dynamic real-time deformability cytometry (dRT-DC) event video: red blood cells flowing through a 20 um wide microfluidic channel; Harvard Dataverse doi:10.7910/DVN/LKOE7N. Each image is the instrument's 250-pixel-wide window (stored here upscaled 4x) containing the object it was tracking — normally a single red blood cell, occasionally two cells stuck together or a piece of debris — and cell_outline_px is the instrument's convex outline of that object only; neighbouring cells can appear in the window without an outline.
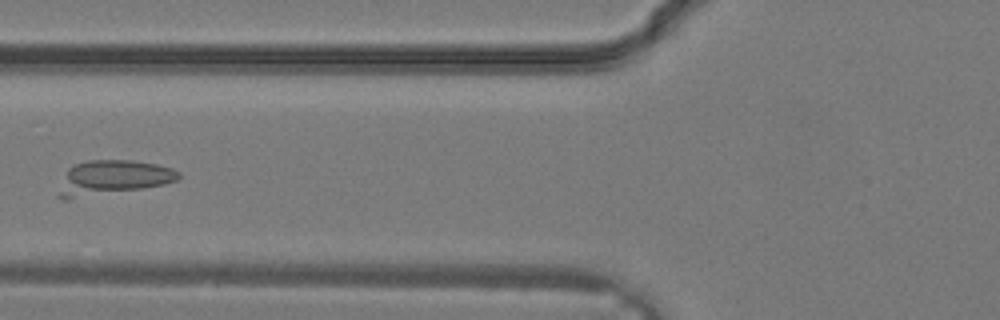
{"species": "common noctule bat (a hibernating species)", "species_latin": "Nyctalus noctula", "temperature_condition": "warm", "stored_images_in_passage": 22, "camera_frame_rate_fps": 3000, "um_per_image_px": 0.085, "animal": {"sex": "male", "body_mass_g": 19.2, "forearm_length_mm": 51.8}, "frame": {"image": 1, "passage_image": 11, "time_ms": 3.333, "image_size_px": [1000, 320], "cell_outline_px": [[180, 176], [176, 180], [164, 184], [68, 200], [64, 200], [56, 196], [68, 168], [76, 164], [88, 160], [132, 160], [156, 164], [172, 168], [180, 172]], "centroid_in_image_um": [9.55, 15.1], "position_along_channel_um": 116.3, "area_um2": 23.93}}
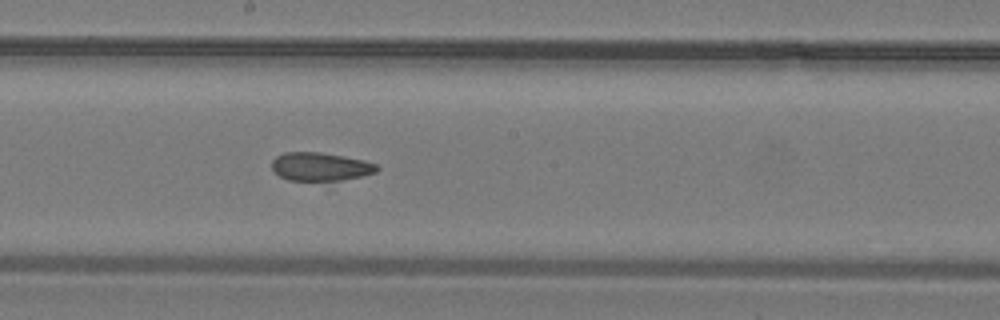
{"frame": {"image": 2, "passage_image": 16, "time_ms": 5.0, "image_size_px": [1000, 320], "cell_outline_px": [[380, 168], [376, 172], [360, 176], [340, 180], [288, 180], [280, 176], [272, 168], [272, 160], [276, 156], [284, 152], [320, 152], [364, 160], [376, 164]], "centroid_in_image_um": [27.22, 14.15], "position_along_channel_um": 221.0, "area_um2": 17.17}}
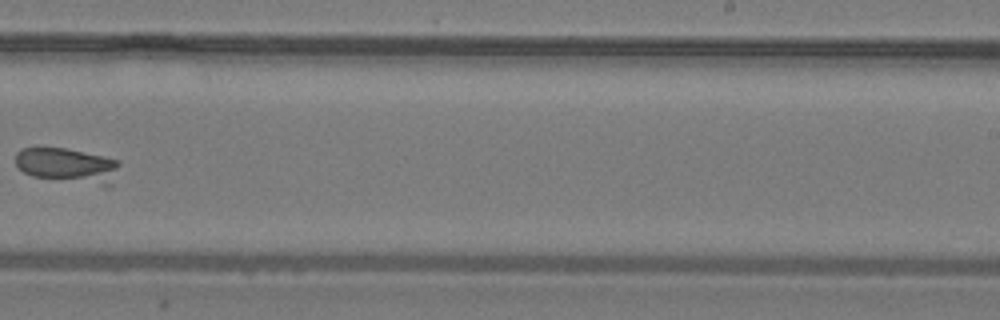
{"frame": {"image": 3, "passage_image": 19, "time_ms": 6.0, "image_size_px": [1000, 320], "cell_outline_px": [[120, 164], [112, 184], [108, 188], [32, 176], [24, 172], [16, 164], [16, 152], [24, 148], [64, 148], [104, 156], [116, 160]], "centroid_in_image_um": [5.8, 14.1], "position_along_channel_um": 283.2, "area_um2": 21.39}}